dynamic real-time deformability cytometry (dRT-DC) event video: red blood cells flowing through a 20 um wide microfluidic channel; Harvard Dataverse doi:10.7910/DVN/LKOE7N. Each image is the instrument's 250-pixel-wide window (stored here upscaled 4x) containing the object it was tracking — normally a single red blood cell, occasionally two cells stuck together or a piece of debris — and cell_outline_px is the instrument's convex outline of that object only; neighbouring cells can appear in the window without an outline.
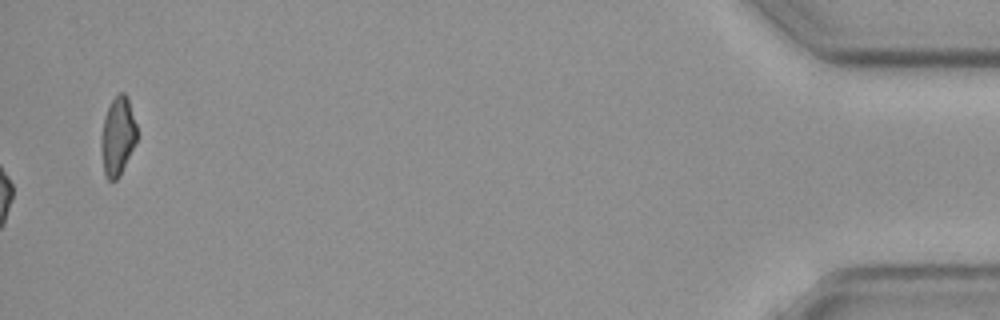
{"species": "common noctule bat (a hibernating species)", "species_latin": "Nyctalus noctula", "temperature_condition": "cold", "stored_images_in_passage": 42, "camera_frame_rate_fps": 3000, "um_per_image_px": 0.085, "animal": {"sex": "female", "body_mass_g": 19.3, "forearm_length_mm": 54.1}, "frame": {"image": 1, "passage_image": 42, "time_ms": 13.667, "image_size_px": [1000, 320], "cell_outline_px": [[136, 140], [120, 176], [116, 180], [108, 180], [104, 172], [100, 148], [100, 136], [104, 116], [112, 100], [120, 92], [124, 92], [128, 96], [136, 124]], "centroid_in_image_um": [9.98, 11.57], "position_along_channel_um": 425.2, "area_um2": 16.36}}